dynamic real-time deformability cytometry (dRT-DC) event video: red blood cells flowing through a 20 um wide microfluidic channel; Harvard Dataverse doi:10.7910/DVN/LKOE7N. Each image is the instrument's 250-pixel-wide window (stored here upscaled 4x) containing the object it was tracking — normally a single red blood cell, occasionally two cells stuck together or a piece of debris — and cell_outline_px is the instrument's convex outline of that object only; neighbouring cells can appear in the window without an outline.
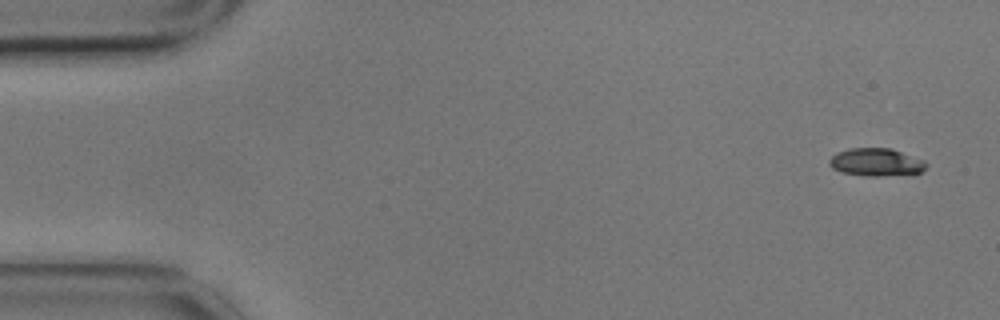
{"species": "common noctule bat (a hibernating species)", "species_latin": "Nyctalus noctula", "temperature_condition": "cold", "stored_images_in_passage": 5, "camera_frame_rate_fps": 3000, "um_per_image_px": 0.085, "animal": {"sex": "male", "body_mass_g": 17.9}, "frame": {"image": 1, "passage_image": 1, "time_ms": 0.0, "image_size_px": [1000, 320], "cell_outline_px": [[928, 164], [920, 172], [912, 176], [868, 176], [840, 172], [832, 168], [828, 164], [828, 160], [836, 152], [848, 148], [892, 148], [924, 160]], "centroid_in_image_um": [74.49, 13.8], "position_along_channel_um": 10.5, "area_um2": 16.18}}
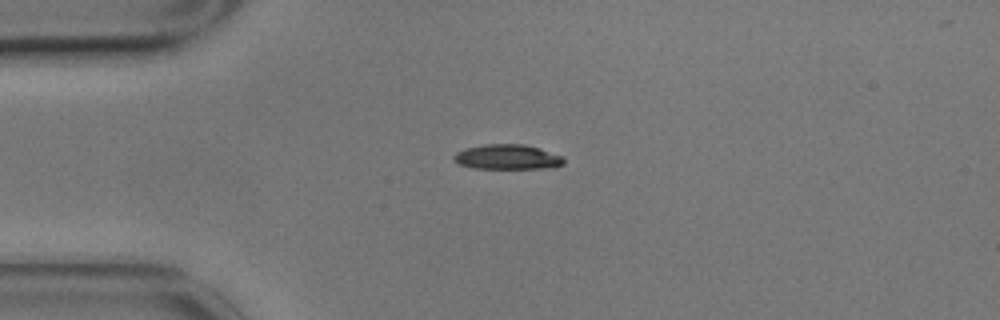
{"frame": {"image": 2, "passage_image": 4, "time_ms": 1.0, "image_size_px": [1000, 320], "cell_outline_px": [[564, 164], [552, 168], [476, 168], [456, 164], [452, 160], [452, 156], [456, 152], [464, 148], [484, 144], [524, 144], [540, 148], [564, 156]], "centroid_in_image_um": [43.11, 13.34], "position_along_channel_um": 41.9, "area_um2": 16.24}}